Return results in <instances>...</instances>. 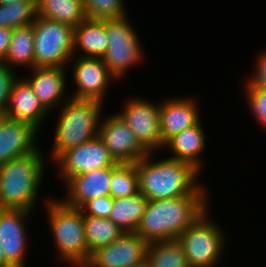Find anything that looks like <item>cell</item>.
Segmentation results:
<instances>
[{
    "mask_svg": "<svg viewBox=\"0 0 266 267\" xmlns=\"http://www.w3.org/2000/svg\"><path fill=\"white\" fill-rule=\"evenodd\" d=\"M103 119L102 116L98 136L117 162L137 163L149 153L117 114Z\"/></svg>",
    "mask_w": 266,
    "mask_h": 267,
    "instance_id": "12",
    "label": "cell"
},
{
    "mask_svg": "<svg viewBox=\"0 0 266 267\" xmlns=\"http://www.w3.org/2000/svg\"><path fill=\"white\" fill-rule=\"evenodd\" d=\"M106 35L108 47L102 59L109 71L121 79L131 66H136L144 57L140 37L127 16L106 19Z\"/></svg>",
    "mask_w": 266,
    "mask_h": 267,
    "instance_id": "8",
    "label": "cell"
},
{
    "mask_svg": "<svg viewBox=\"0 0 266 267\" xmlns=\"http://www.w3.org/2000/svg\"><path fill=\"white\" fill-rule=\"evenodd\" d=\"M152 154L136 163L139 193L148 200L188 196L201 185L200 173L188 163L169 157L155 161Z\"/></svg>",
    "mask_w": 266,
    "mask_h": 267,
    "instance_id": "2",
    "label": "cell"
},
{
    "mask_svg": "<svg viewBox=\"0 0 266 267\" xmlns=\"http://www.w3.org/2000/svg\"><path fill=\"white\" fill-rule=\"evenodd\" d=\"M84 230L88 245V262L98 248L107 246L125 233L109 218L84 215Z\"/></svg>",
    "mask_w": 266,
    "mask_h": 267,
    "instance_id": "26",
    "label": "cell"
},
{
    "mask_svg": "<svg viewBox=\"0 0 266 267\" xmlns=\"http://www.w3.org/2000/svg\"><path fill=\"white\" fill-rule=\"evenodd\" d=\"M145 262L149 267H190L178 239L148 243Z\"/></svg>",
    "mask_w": 266,
    "mask_h": 267,
    "instance_id": "25",
    "label": "cell"
},
{
    "mask_svg": "<svg viewBox=\"0 0 266 267\" xmlns=\"http://www.w3.org/2000/svg\"><path fill=\"white\" fill-rule=\"evenodd\" d=\"M112 207L113 197L111 195H107L87 201L80 210L83 215L109 218Z\"/></svg>",
    "mask_w": 266,
    "mask_h": 267,
    "instance_id": "32",
    "label": "cell"
},
{
    "mask_svg": "<svg viewBox=\"0 0 266 267\" xmlns=\"http://www.w3.org/2000/svg\"><path fill=\"white\" fill-rule=\"evenodd\" d=\"M208 193L200 185L188 196L148 200L135 233L147 243L177 239L208 210Z\"/></svg>",
    "mask_w": 266,
    "mask_h": 267,
    "instance_id": "1",
    "label": "cell"
},
{
    "mask_svg": "<svg viewBox=\"0 0 266 267\" xmlns=\"http://www.w3.org/2000/svg\"><path fill=\"white\" fill-rule=\"evenodd\" d=\"M137 267H149L148 264L146 262H144L143 264L137 266Z\"/></svg>",
    "mask_w": 266,
    "mask_h": 267,
    "instance_id": "39",
    "label": "cell"
},
{
    "mask_svg": "<svg viewBox=\"0 0 266 267\" xmlns=\"http://www.w3.org/2000/svg\"><path fill=\"white\" fill-rule=\"evenodd\" d=\"M201 123L199 121L196 125L176 134L164 144V150L167 148L172 152L169 158L186 162L199 173L203 168L201 155L206 145V135Z\"/></svg>",
    "mask_w": 266,
    "mask_h": 267,
    "instance_id": "20",
    "label": "cell"
},
{
    "mask_svg": "<svg viewBox=\"0 0 266 267\" xmlns=\"http://www.w3.org/2000/svg\"><path fill=\"white\" fill-rule=\"evenodd\" d=\"M45 201L57 257L72 265L70 267L85 266L88 263V245L82 211L66 205L61 199L48 198Z\"/></svg>",
    "mask_w": 266,
    "mask_h": 267,
    "instance_id": "5",
    "label": "cell"
},
{
    "mask_svg": "<svg viewBox=\"0 0 266 267\" xmlns=\"http://www.w3.org/2000/svg\"><path fill=\"white\" fill-rule=\"evenodd\" d=\"M257 59L255 61L256 71L249 77L248 81L254 86L266 89V52H263V54L261 52Z\"/></svg>",
    "mask_w": 266,
    "mask_h": 267,
    "instance_id": "33",
    "label": "cell"
},
{
    "mask_svg": "<svg viewBox=\"0 0 266 267\" xmlns=\"http://www.w3.org/2000/svg\"><path fill=\"white\" fill-rule=\"evenodd\" d=\"M7 208L3 205L2 201L0 200V216L5 212Z\"/></svg>",
    "mask_w": 266,
    "mask_h": 267,
    "instance_id": "37",
    "label": "cell"
},
{
    "mask_svg": "<svg viewBox=\"0 0 266 267\" xmlns=\"http://www.w3.org/2000/svg\"><path fill=\"white\" fill-rule=\"evenodd\" d=\"M38 16L37 0L0 4V26L14 29L33 23Z\"/></svg>",
    "mask_w": 266,
    "mask_h": 267,
    "instance_id": "27",
    "label": "cell"
},
{
    "mask_svg": "<svg viewBox=\"0 0 266 267\" xmlns=\"http://www.w3.org/2000/svg\"><path fill=\"white\" fill-rule=\"evenodd\" d=\"M107 47L106 20L86 18L74 28V55L80 50V57L103 58Z\"/></svg>",
    "mask_w": 266,
    "mask_h": 267,
    "instance_id": "21",
    "label": "cell"
},
{
    "mask_svg": "<svg viewBox=\"0 0 266 267\" xmlns=\"http://www.w3.org/2000/svg\"><path fill=\"white\" fill-rule=\"evenodd\" d=\"M86 17L89 19H115L126 16L123 0H83Z\"/></svg>",
    "mask_w": 266,
    "mask_h": 267,
    "instance_id": "29",
    "label": "cell"
},
{
    "mask_svg": "<svg viewBox=\"0 0 266 267\" xmlns=\"http://www.w3.org/2000/svg\"><path fill=\"white\" fill-rule=\"evenodd\" d=\"M54 162L65 184L74 176L118 163L99 136L63 152Z\"/></svg>",
    "mask_w": 266,
    "mask_h": 267,
    "instance_id": "10",
    "label": "cell"
},
{
    "mask_svg": "<svg viewBox=\"0 0 266 267\" xmlns=\"http://www.w3.org/2000/svg\"><path fill=\"white\" fill-rule=\"evenodd\" d=\"M147 203L148 199L140 193L129 197L113 198L109 219L124 232H136Z\"/></svg>",
    "mask_w": 266,
    "mask_h": 267,
    "instance_id": "22",
    "label": "cell"
},
{
    "mask_svg": "<svg viewBox=\"0 0 266 267\" xmlns=\"http://www.w3.org/2000/svg\"><path fill=\"white\" fill-rule=\"evenodd\" d=\"M37 11L38 16L73 28L87 18L83 0H37Z\"/></svg>",
    "mask_w": 266,
    "mask_h": 267,
    "instance_id": "23",
    "label": "cell"
},
{
    "mask_svg": "<svg viewBox=\"0 0 266 267\" xmlns=\"http://www.w3.org/2000/svg\"><path fill=\"white\" fill-rule=\"evenodd\" d=\"M193 98H167L160 103V131L163 144L176 134L196 125L201 117Z\"/></svg>",
    "mask_w": 266,
    "mask_h": 267,
    "instance_id": "16",
    "label": "cell"
},
{
    "mask_svg": "<svg viewBox=\"0 0 266 267\" xmlns=\"http://www.w3.org/2000/svg\"><path fill=\"white\" fill-rule=\"evenodd\" d=\"M208 213L207 210L177 238L190 267H216L224 252V232Z\"/></svg>",
    "mask_w": 266,
    "mask_h": 267,
    "instance_id": "7",
    "label": "cell"
},
{
    "mask_svg": "<svg viewBox=\"0 0 266 267\" xmlns=\"http://www.w3.org/2000/svg\"><path fill=\"white\" fill-rule=\"evenodd\" d=\"M4 113L10 120L30 123L38 130L44 117L49 114L37 99L31 85L25 78L19 77L13 82L9 103Z\"/></svg>",
    "mask_w": 266,
    "mask_h": 267,
    "instance_id": "19",
    "label": "cell"
},
{
    "mask_svg": "<svg viewBox=\"0 0 266 267\" xmlns=\"http://www.w3.org/2000/svg\"><path fill=\"white\" fill-rule=\"evenodd\" d=\"M112 167L96 169L72 177L65 186L66 196L62 201L73 208L80 209L87 201L110 195Z\"/></svg>",
    "mask_w": 266,
    "mask_h": 267,
    "instance_id": "17",
    "label": "cell"
},
{
    "mask_svg": "<svg viewBox=\"0 0 266 267\" xmlns=\"http://www.w3.org/2000/svg\"><path fill=\"white\" fill-rule=\"evenodd\" d=\"M74 58L71 59L75 62L72 65V76L77 89L70 97L103 102L106 88L113 79L117 80V78L109 71L102 58Z\"/></svg>",
    "mask_w": 266,
    "mask_h": 267,
    "instance_id": "13",
    "label": "cell"
},
{
    "mask_svg": "<svg viewBox=\"0 0 266 267\" xmlns=\"http://www.w3.org/2000/svg\"><path fill=\"white\" fill-rule=\"evenodd\" d=\"M5 113L4 111L0 110V123L2 122V120L5 118Z\"/></svg>",
    "mask_w": 266,
    "mask_h": 267,
    "instance_id": "38",
    "label": "cell"
},
{
    "mask_svg": "<svg viewBox=\"0 0 266 267\" xmlns=\"http://www.w3.org/2000/svg\"><path fill=\"white\" fill-rule=\"evenodd\" d=\"M40 149L0 165V200L7 209L33 212L44 175Z\"/></svg>",
    "mask_w": 266,
    "mask_h": 267,
    "instance_id": "3",
    "label": "cell"
},
{
    "mask_svg": "<svg viewBox=\"0 0 266 267\" xmlns=\"http://www.w3.org/2000/svg\"><path fill=\"white\" fill-rule=\"evenodd\" d=\"M0 267H13L6 259V255L0 245Z\"/></svg>",
    "mask_w": 266,
    "mask_h": 267,
    "instance_id": "35",
    "label": "cell"
},
{
    "mask_svg": "<svg viewBox=\"0 0 266 267\" xmlns=\"http://www.w3.org/2000/svg\"><path fill=\"white\" fill-rule=\"evenodd\" d=\"M244 86L249 109L261 126L266 128V89L254 86L248 80Z\"/></svg>",
    "mask_w": 266,
    "mask_h": 267,
    "instance_id": "30",
    "label": "cell"
},
{
    "mask_svg": "<svg viewBox=\"0 0 266 267\" xmlns=\"http://www.w3.org/2000/svg\"><path fill=\"white\" fill-rule=\"evenodd\" d=\"M34 29V67H67L74 56V28L37 16Z\"/></svg>",
    "mask_w": 266,
    "mask_h": 267,
    "instance_id": "6",
    "label": "cell"
},
{
    "mask_svg": "<svg viewBox=\"0 0 266 267\" xmlns=\"http://www.w3.org/2000/svg\"><path fill=\"white\" fill-rule=\"evenodd\" d=\"M104 102L70 97L59 111L51 157L53 162L65 151L98 136Z\"/></svg>",
    "mask_w": 266,
    "mask_h": 267,
    "instance_id": "4",
    "label": "cell"
},
{
    "mask_svg": "<svg viewBox=\"0 0 266 267\" xmlns=\"http://www.w3.org/2000/svg\"><path fill=\"white\" fill-rule=\"evenodd\" d=\"M14 68H11L4 61H0V110L5 111L13 82L18 78Z\"/></svg>",
    "mask_w": 266,
    "mask_h": 267,
    "instance_id": "31",
    "label": "cell"
},
{
    "mask_svg": "<svg viewBox=\"0 0 266 267\" xmlns=\"http://www.w3.org/2000/svg\"><path fill=\"white\" fill-rule=\"evenodd\" d=\"M154 104L147 99L130 97L124 109L116 113L148 152L164 148L159 122L160 103Z\"/></svg>",
    "mask_w": 266,
    "mask_h": 267,
    "instance_id": "9",
    "label": "cell"
},
{
    "mask_svg": "<svg viewBox=\"0 0 266 267\" xmlns=\"http://www.w3.org/2000/svg\"><path fill=\"white\" fill-rule=\"evenodd\" d=\"M12 29L0 26V61L6 58L9 50Z\"/></svg>",
    "mask_w": 266,
    "mask_h": 267,
    "instance_id": "34",
    "label": "cell"
},
{
    "mask_svg": "<svg viewBox=\"0 0 266 267\" xmlns=\"http://www.w3.org/2000/svg\"><path fill=\"white\" fill-rule=\"evenodd\" d=\"M19 0H0V4H12L14 2H17Z\"/></svg>",
    "mask_w": 266,
    "mask_h": 267,
    "instance_id": "36",
    "label": "cell"
},
{
    "mask_svg": "<svg viewBox=\"0 0 266 267\" xmlns=\"http://www.w3.org/2000/svg\"><path fill=\"white\" fill-rule=\"evenodd\" d=\"M33 23L12 29L9 50L3 60L11 68L22 66L34 68Z\"/></svg>",
    "mask_w": 266,
    "mask_h": 267,
    "instance_id": "24",
    "label": "cell"
},
{
    "mask_svg": "<svg viewBox=\"0 0 266 267\" xmlns=\"http://www.w3.org/2000/svg\"><path fill=\"white\" fill-rule=\"evenodd\" d=\"M148 243L135 232H125L91 254L86 267H137L146 260Z\"/></svg>",
    "mask_w": 266,
    "mask_h": 267,
    "instance_id": "11",
    "label": "cell"
},
{
    "mask_svg": "<svg viewBox=\"0 0 266 267\" xmlns=\"http://www.w3.org/2000/svg\"><path fill=\"white\" fill-rule=\"evenodd\" d=\"M139 193L136 163H117L112 166L110 195L113 198L129 197Z\"/></svg>",
    "mask_w": 266,
    "mask_h": 267,
    "instance_id": "28",
    "label": "cell"
},
{
    "mask_svg": "<svg viewBox=\"0 0 266 267\" xmlns=\"http://www.w3.org/2000/svg\"><path fill=\"white\" fill-rule=\"evenodd\" d=\"M31 214L24 209H6L0 216V245L13 267H26L29 246L25 222Z\"/></svg>",
    "mask_w": 266,
    "mask_h": 267,
    "instance_id": "14",
    "label": "cell"
},
{
    "mask_svg": "<svg viewBox=\"0 0 266 267\" xmlns=\"http://www.w3.org/2000/svg\"><path fill=\"white\" fill-rule=\"evenodd\" d=\"M38 131L30 123L5 117L0 123V165L37 151Z\"/></svg>",
    "mask_w": 266,
    "mask_h": 267,
    "instance_id": "15",
    "label": "cell"
},
{
    "mask_svg": "<svg viewBox=\"0 0 266 267\" xmlns=\"http://www.w3.org/2000/svg\"><path fill=\"white\" fill-rule=\"evenodd\" d=\"M65 67H34L31 78L25 79L32 87L37 99L50 113L58 104L65 103L67 88ZM66 94V95H65ZM65 97V98H64ZM64 100V101H63Z\"/></svg>",
    "mask_w": 266,
    "mask_h": 267,
    "instance_id": "18",
    "label": "cell"
}]
</instances>
